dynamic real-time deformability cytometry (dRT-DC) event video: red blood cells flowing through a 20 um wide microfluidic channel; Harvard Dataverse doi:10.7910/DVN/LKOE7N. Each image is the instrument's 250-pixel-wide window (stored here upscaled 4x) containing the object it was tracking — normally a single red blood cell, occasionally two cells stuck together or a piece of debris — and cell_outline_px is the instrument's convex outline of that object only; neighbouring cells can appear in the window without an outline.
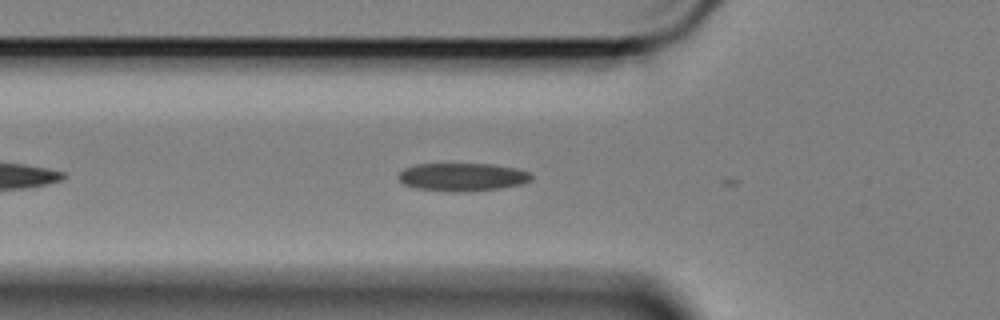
{"species": "Egyptian fruit bat (a non-hibernating species)", "species_latin": "Rousettus aegyptiacus", "temperature_condition": "cold", "stored_images_in_passage": 4, "camera_frame_rate_fps": 3000, "um_per_image_px": 0.085, "animal": {"sex": "female"}, "frame": {"image": 1, "passage_image": 2, "time_ms": 0.333, "image_size_px": [1000, 320], "cell_outline_px": [[532, 180], [524, 184], [500, 188], [456, 192], [448, 192], [416, 188], [404, 184], [400, 180], [400, 172], [404, 168], [416, 164], [492, 164], [516, 168], [528, 172], [532, 176]], "centroid_in_image_um": [39.32, 15.04], "position_along_channel_um": 86.5, "area_um2": 21.68}}